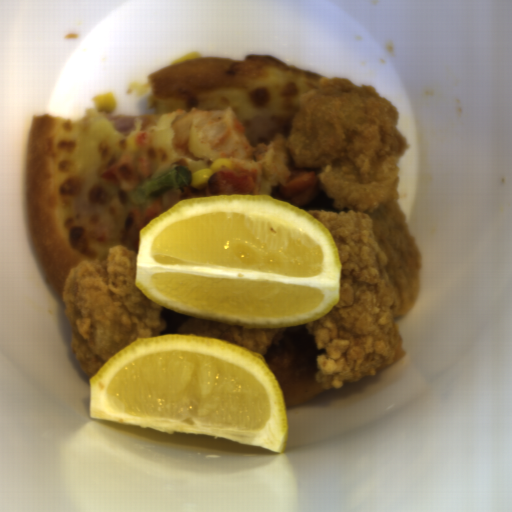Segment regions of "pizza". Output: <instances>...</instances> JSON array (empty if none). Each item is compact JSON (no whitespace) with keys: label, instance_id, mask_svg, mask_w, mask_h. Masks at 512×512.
Wrapping results in <instances>:
<instances>
[{"label":"pizza","instance_id":"1","mask_svg":"<svg viewBox=\"0 0 512 512\" xmlns=\"http://www.w3.org/2000/svg\"><path fill=\"white\" fill-rule=\"evenodd\" d=\"M148 78L149 115L90 107L78 121L32 116L25 177L30 231L62 301L69 269L80 258L106 260L117 245L138 253L141 229L130 193L102 180L103 170L126 155L147 157L149 180L176 166L192 174L229 158L232 170L256 171L258 195L273 197L291 173L286 142L300 94L326 77L271 54H248L170 63ZM123 116L134 118L127 132L114 126Z\"/></svg>","mask_w":512,"mask_h":512},{"label":"pizza","instance_id":"2","mask_svg":"<svg viewBox=\"0 0 512 512\" xmlns=\"http://www.w3.org/2000/svg\"><path fill=\"white\" fill-rule=\"evenodd\" d=\"M324 353V348L318 350L313 334H308L306 323L286 326L279 345H270L263 358L283 390L286 407L325 393L315 380L320 370L316 358Z\"/></svg>","mask_w":512,"mask_h":512},{"label":"pizza","instance_id":"3","mask_svg":"<svg viewBox=\"0 0 512 512\" xmlns=\"http://www.w3.org/2000/svg\"><path fill=\"white\" fill-rule=\"evenodd\" d=\"M159 317L165 320L167 327L159 332L160 335H177L180 326L191 316L172 311L162 306Z\"/></svg>","mask_w":512,"mask_h":512},{"label":"pizza","instance_id":"4","mask_svg":"<svg viewBox=\"0 0 512 512\" xmlns=\"http://www.w3.org/2000/svg\"><path fill=\"white\" fill-rule=\"evenodd\" d=\"M183 188L166 190L158 199L162 205V208L165 211L170 209L173 205L180 201L181 194L183 192Z\"/></svg>","mask_w":512,"mask_h":512}]
</instances>
